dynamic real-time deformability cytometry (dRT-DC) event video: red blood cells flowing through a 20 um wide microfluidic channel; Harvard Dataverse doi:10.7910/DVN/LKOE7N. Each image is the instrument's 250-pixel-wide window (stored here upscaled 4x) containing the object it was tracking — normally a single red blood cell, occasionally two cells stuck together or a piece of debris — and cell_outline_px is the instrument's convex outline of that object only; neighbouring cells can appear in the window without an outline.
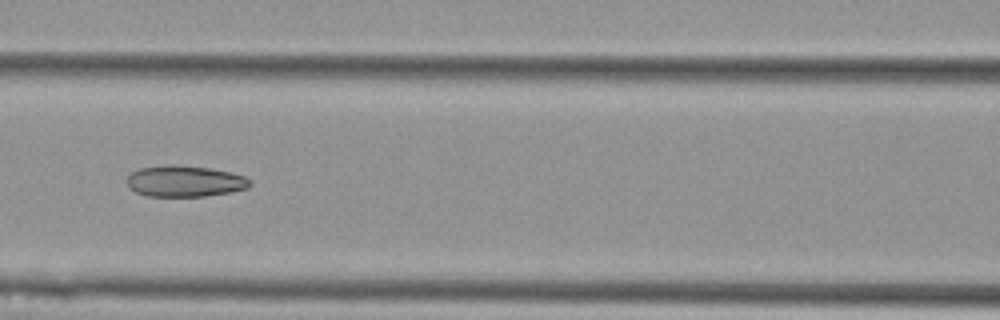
{"species": "Egyptian fruit bat (a non-hibernating species)", "species_latin": "Rousettus aegyptiacus", "temperature_condition": "cold", "stored_images_in_passage": 11, "camera_frame_rate_fps": 3000, "um_per_image_px": 0.085, "animal": {"sex": "female"}, "frame": {"image": 1, "passage_image": 7, "time_ms": 2.0, "image_size_px": [1000, 320], "cell_outline_px": [[252, 184], [248, 188], [228, 192], [204, 196], [148, 196], [136, 192], [128, 188], [128, 176], [132, 172], [140, 168], [168, 164], [176, 164], [212, 168], [232, 172], [244, 176]], "centroid_in_image_um": [15.7, 15.39], "position_along_channel_um": 150.9, "area_um2": 22.43}}
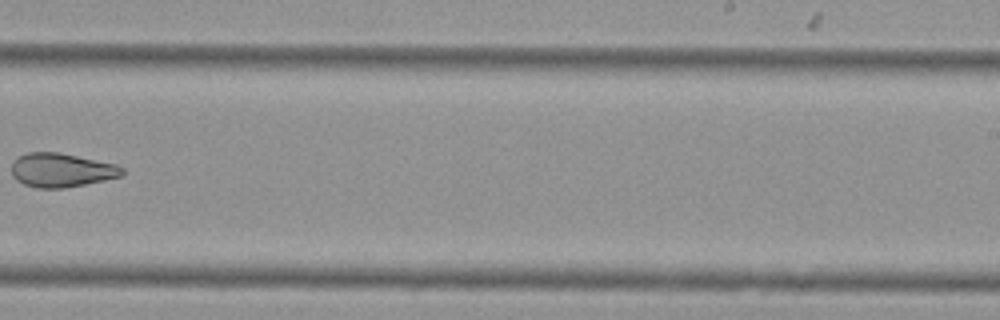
{"frame": {"image": 2, "passage_image": 10, "time_ms": 3.0, "image_size_px": [1000, 320], "cell_outline_px": [[124, 172], [120, 176], [104, 180], [64, 188], [36, 188], [24, 184], [16, 180], [12, 176], [12, 164], [16, 156], [28, 152], [60, 152], [116, 164], [124, 168]], "centroid_in_image_um": [5.19, 14.45], "position_along_channel_um": 283.8, "area_um2": 21.96}}
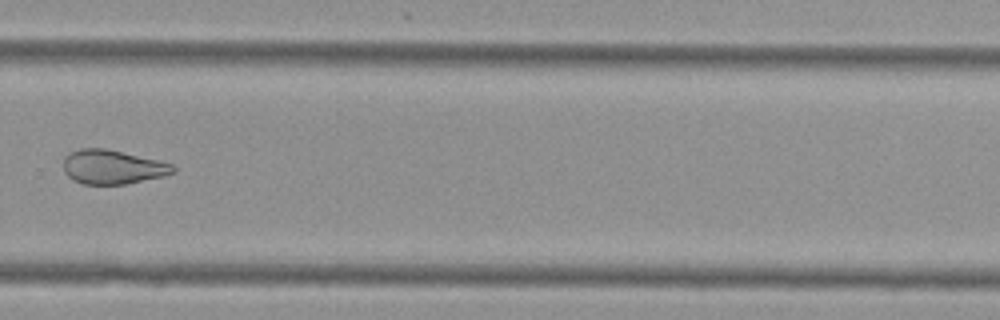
{"frame": {"image": 3, "passage_image": 11, "time_ms": 3.333, "image_size_px": [1000, 320], "cell_outline_px": [[176, 172], [164, 176], [124, 184], [84, 184], [72, 180], [64, 172], [64, 156], [80, 148], [104, 148], [160, 160], [172, 164], [176, 168]], "centroid_in_image_um": [9.58, 14.19], "position_along_channel_um": 320.2, "area_um2": 21.85}}